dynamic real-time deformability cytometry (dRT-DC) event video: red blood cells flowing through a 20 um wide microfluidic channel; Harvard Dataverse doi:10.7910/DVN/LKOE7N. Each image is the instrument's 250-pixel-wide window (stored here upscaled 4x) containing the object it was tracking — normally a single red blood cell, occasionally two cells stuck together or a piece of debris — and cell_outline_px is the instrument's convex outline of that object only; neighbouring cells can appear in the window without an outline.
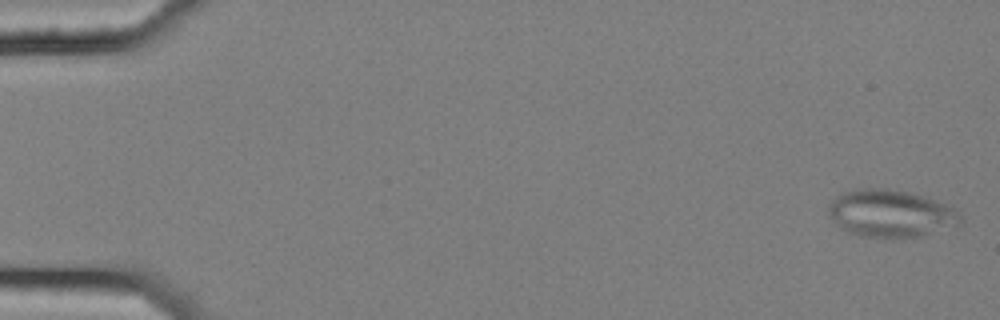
{"species": "common noctule bat (a hibernating species)", "species_latin": "Nyctalus noctula", "temperature_condition": "cold", "stored_images_in_passage": 8, "camera_frame_rate_fps": 3000, "um_per_image_px": 0.085, "animal": {"sex": "female", "body_mass_g": 25.1}, "frame": {"image": 1, "passage_image": 1, "time_ms": 0.0, "image_size_px": [1000, 320], "cell_outline_px": [[964, 220], [956, 224], [920, 236], [884, 240], [860, 236], [848, 232], [828, 212], [828, 204], [836, 196], [844, 192], [856, 188], [888, 188], [908, 192], [956, 208], [960, 212]], "centroid_in_image_um": [75.7, 18.16], "position_along_channel_um": 9.3, "area_um2": 36.36}}